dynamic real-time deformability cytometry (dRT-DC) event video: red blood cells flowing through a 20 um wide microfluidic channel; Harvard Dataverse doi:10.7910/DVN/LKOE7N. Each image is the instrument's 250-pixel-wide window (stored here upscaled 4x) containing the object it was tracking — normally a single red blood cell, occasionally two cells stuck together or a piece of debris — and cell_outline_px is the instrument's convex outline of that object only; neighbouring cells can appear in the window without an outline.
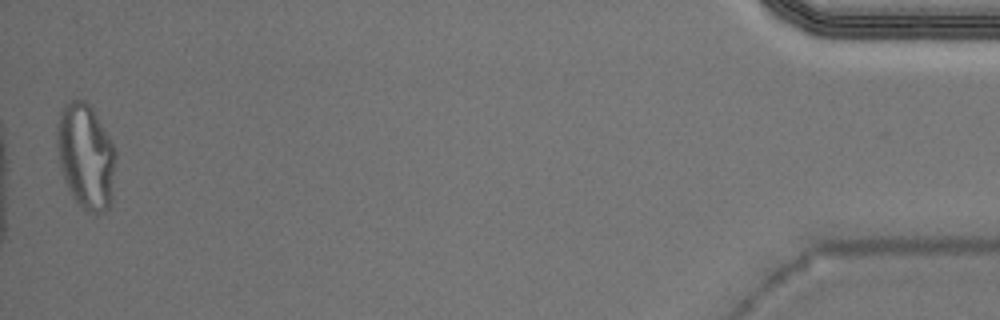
{"species": "Egyptian fruit bat (a non-hibernating species)", "species_latin": "Rousettus aegyptiacus", "temperature_condition": "warm", "stored_images_in_passage": 36, "segment_of_instrument_passage": [2, 2], "camera_frame_rate_fps": 3000, "um_per_image_px": 0.085, "animal": {"sex": "male"}, "frame": {"image": 1, "passage_image": 36, "time_ms": 11.667, "image_size_px": [1000, 320], "cell_outline_px": [[116, 156], [112, 200], [108, 208], [104, 212], [96, 216], [84, 208], [72, 196], [64, 180], [60, 164], [56, 144], [56, 124], [60, 112], [64, 104], [72, 100], [84, 100], [92, 108], [108, 136], [116, 152]], "centroid_in_image_um": [7.29, 13.3], "position_along_channel_um": 427.9, "area_um2": 36.13}}